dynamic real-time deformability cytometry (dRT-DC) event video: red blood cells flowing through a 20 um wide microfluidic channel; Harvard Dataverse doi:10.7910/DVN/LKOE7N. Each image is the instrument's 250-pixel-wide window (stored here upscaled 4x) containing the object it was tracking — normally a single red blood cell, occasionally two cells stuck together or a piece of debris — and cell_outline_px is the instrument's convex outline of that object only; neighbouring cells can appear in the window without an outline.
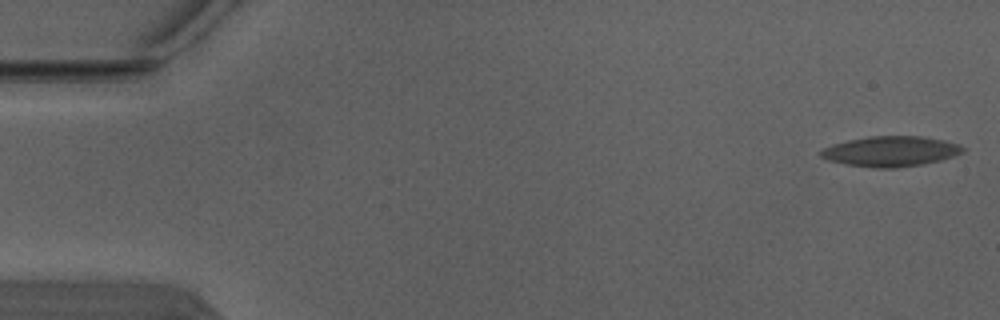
{"species": "Egyptian fruit bat (a non-hibernating species)", "species_latin": "Rousettus aegyptiacus", "temperature_condition": "warm", "stored_images_in_passage": 4, "camera_frame_rate_fps": 3000, "um_per_image_px": 0.085, "animal": {"sex": "male"}, "frame": {"image": 1, "passage_image": 1, "time_ms": 0.0, "image_size_px": [1000, 320], "cell_outline_px": [[964, 152], [940, 160], [924, 164], [892, 168], [876, 168], [848, 164], [828, 160], [820, 156], [816, 152], [832, 144], [848, 140], [868, 136], [920, 136], [944, 140], [960, 144], [964, 148]], "centroid_in_image_um": [75.69, 12.85], "position_along_channel_um": 9.3, "area_um2": 25.03}}